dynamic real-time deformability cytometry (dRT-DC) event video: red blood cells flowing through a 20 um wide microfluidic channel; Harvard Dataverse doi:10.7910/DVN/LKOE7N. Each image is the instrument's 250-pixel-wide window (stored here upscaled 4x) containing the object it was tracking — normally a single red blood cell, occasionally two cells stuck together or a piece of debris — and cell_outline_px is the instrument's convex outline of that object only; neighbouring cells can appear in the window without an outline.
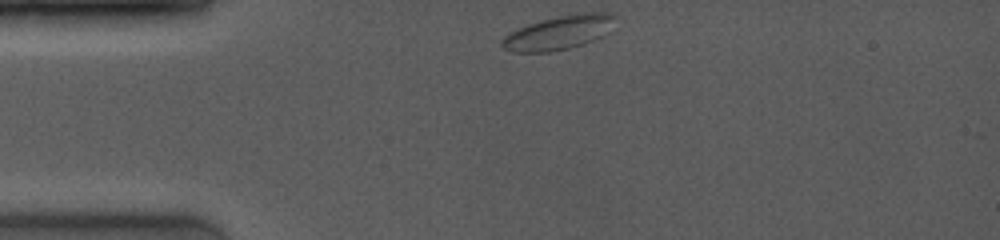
{"species": "common noctule bat (a hibernating species)", "species_latin": "Nyctalus noctula", "temperature_condition": "room temperature", "stored_images_in_passage": 6, "camera_frame_rate_fps": 4000, "um_per_image_px": 0.085, "animal": {"sex": "female", "body_mass_g": 19.0, "forearm_length_mm": 53.3}, "frame": {"image": 1, "passage_image": 1, "time_ms": 0.0, "image_size_px": [1000, 240], "cell_outline_px": [[616, 16], [608, 32], [584, 44], [552, 52], [512, 52], [500, 48], [500, 40], [504, 36], [528, 24], [560, 16], [584, 12], [612, 12]], "centroid_in_image_um": [47.48, 2.78], "position_along_channel_um": 37.5, "area_um2": 22.25}}
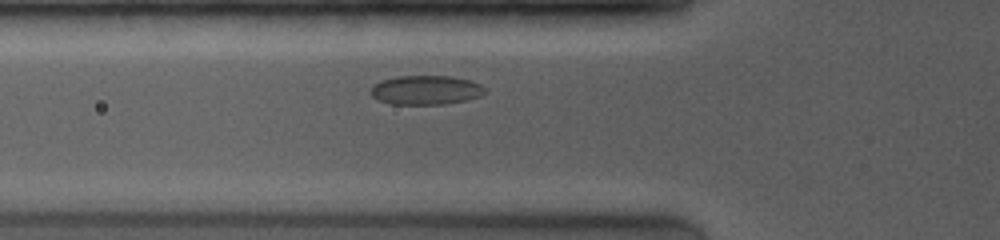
{"frame": {"image": 2, "passage_image": 4, "time_ms": 2.25, "image_size_px": [1000, 240], "cell_outline_px": [[484, 96], [468, 100], [444, 104], [392, 104], [380, 100], [372, 96], [372, 84], [380, 80], [396, 76], [452, 76], [468, 80], [480, 84], [484, 88]], "centroid_in_image_um": [36.21, 7.65], "position_along_channel_um": 89.6, "area_um2": 19.48}}